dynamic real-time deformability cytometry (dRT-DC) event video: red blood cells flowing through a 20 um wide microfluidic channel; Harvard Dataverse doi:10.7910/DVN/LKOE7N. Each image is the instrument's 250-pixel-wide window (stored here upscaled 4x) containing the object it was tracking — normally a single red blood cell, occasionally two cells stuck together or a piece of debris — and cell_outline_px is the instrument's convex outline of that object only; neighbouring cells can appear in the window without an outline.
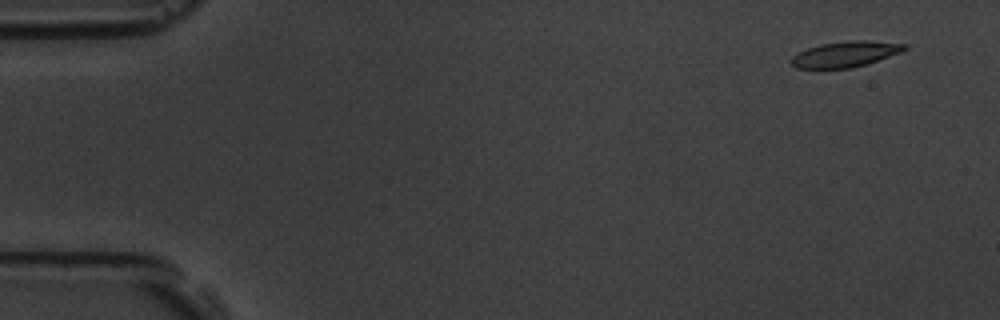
{"species": "common noctule bat (a hibernating species)", "species_latin": "Nyctalus noctula", "temperature_condition": "room temperature", "stored_images_in_passage": 6, "camera_frame_rate_fps": 3000, "um_per_image_px": 0.085, "animal": {"sex": "male", "body_mass_g": 19.5, "forearm_length_mm": 54.6}, "frame": {"image": 1, "passage_image": 1, "time_ms": 0.0, "image_size_px": [1000, 320], "cell_outline_px": [[908, 48], [900, 52], [868, 64], [852, 68], [796, 68], [792, 64], [792, 56], [808, 48], [820, 44], [848, 40], [868, 40], [908, 44]], "centroid_in_image_um": [71.9, 4.59], "position_along_channel_um": 13.1, "area_um2": 16.94}}
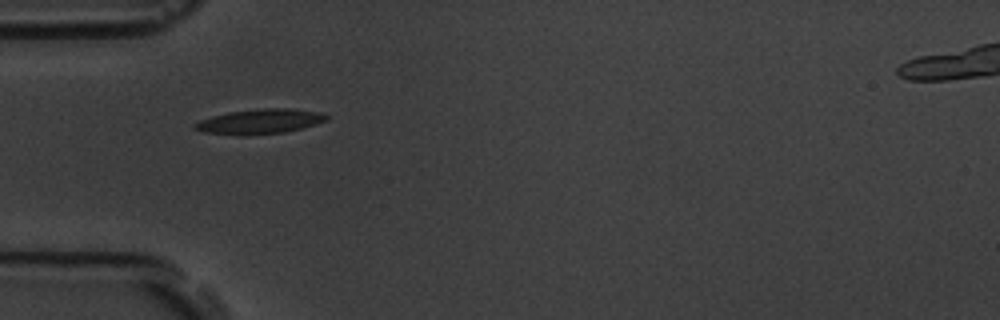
{"frame": {"image": 2, "passage_image": 5, "time_ms": 4.667, "image_size_px": [1000, 320], "cell_outline_px": [[328, 120], [300, 128], [284, 132], [236, 136], [204, 132], [196, 128], [192, 124], [200, 120], [212, 116], [228, 112], [260, 108], [292, 108], [320, 112], [328, 116]], "centroid_in_image_um": [22.07, 10.32], "position_along_channel_um": 62.9, "area_um2": 19.02}}
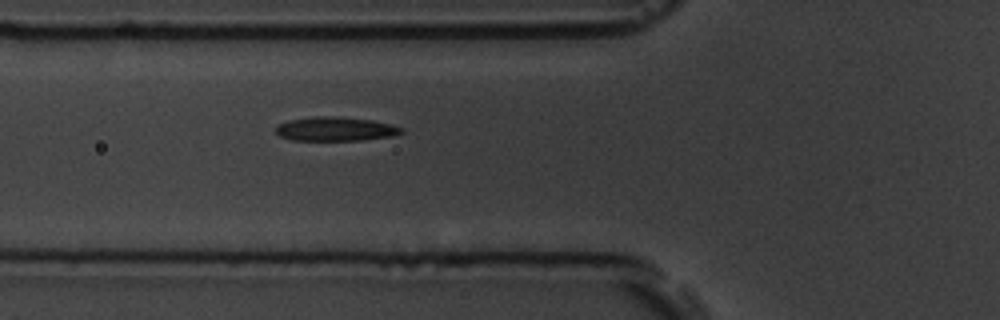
{"frame": {"image": 3, "passage_image": 6, "time_ms": 5.667, "image_size_px": [1000, 320], "cell_outline_px": [[404, 132], [392, 136], [360, 140], [292, 140], [280, 136], [276, 132], [276, 124], [288, 120], [312, 116], [336, 116], [372, 120], [392, 124], [404, 128]], "centroid_in_image_um": [28.51, 10.95], "position_along_channel_um": 97.3, "area_um2": 17.74}}